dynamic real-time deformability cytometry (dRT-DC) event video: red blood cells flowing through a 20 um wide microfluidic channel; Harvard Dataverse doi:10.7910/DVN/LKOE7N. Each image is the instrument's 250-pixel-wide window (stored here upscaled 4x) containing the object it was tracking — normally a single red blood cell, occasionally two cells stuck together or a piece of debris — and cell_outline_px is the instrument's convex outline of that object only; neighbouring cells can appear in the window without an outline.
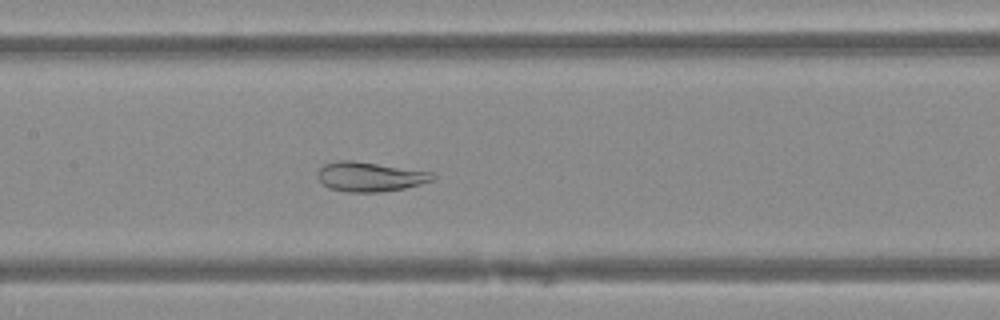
{"species": "Egyptian fruit bat (a non-hibernating species)", "species_latin": "Rousettus aegyptiacus", "temperature_condition": "warm", "stored_images_in_passage": 50, "camera_frame_rate_fps": 3000, "um_per_image_px": 0.085, "animal": {"sex": "female"}, "frame": {"image": 1, "passage_image": 24, "time_ms": 7.667, "image_size_px": [1000, 320], "cell_outline_px": [[436, 180], [404, 188], [380, 192], [348, 192], [328, 188], [316, 176], [320, 168], [324, 164], [336, 160], [352, 160], [432, 172], [436, 176]], "centroid_in_image_um": [31.44, 15.02], "position_along_channel_um": 176.0, "area_um2": 19.83}}
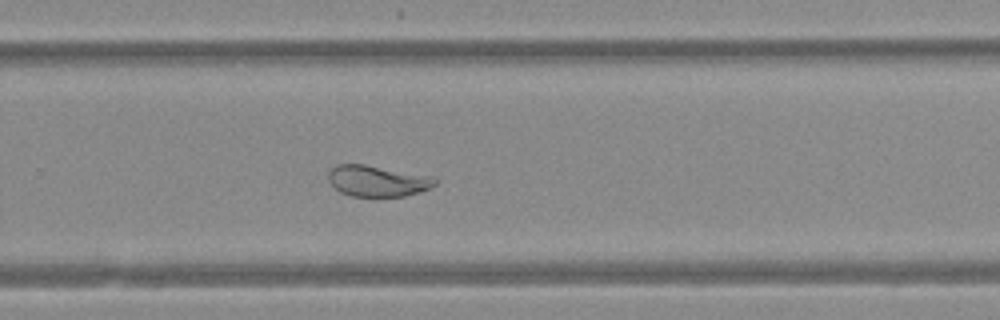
{"frame": {"image": 2, "passage_image": 33, "time_ms": 10.667, "image_size_px": [1000, 320], "cell_outline_px": [[436, 184], [420, 192], [404, 196], [352, 196], [340, 192], [328, 180], [328, 172], [336, 164], [364, 164], [432, 176], [436, 180]], "centroid_in_image_um": [32.06, 15.37], "position_along_channel_um": 297.7, "area_um2": 19.19}}
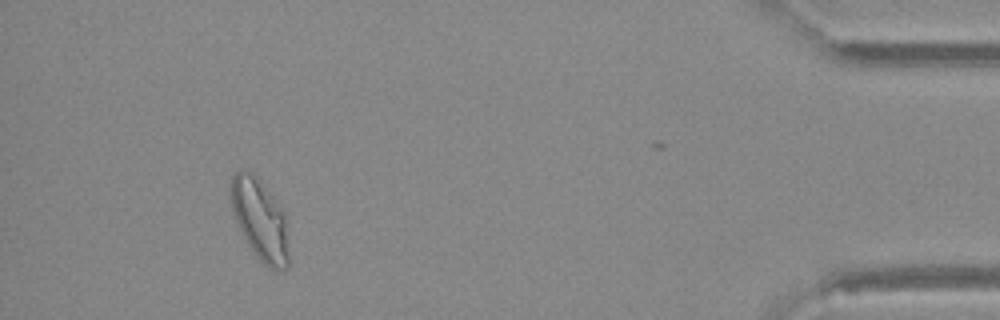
{"frame": {"image": 3, "passage_image": 46, "time_ms": 15.0, "image_size_px": [1000, 320], "cell_outline_px": [[292, 260], [288, 268], [268, 268], [256, 256], [248, 244], [236, 220], [232, 208], [232, 176], [240, 168], [244, 168], [252, 172], [256, 176], [272, 196], [284, 212]], "centroid_in_image_um": [22.16, 18.71], "position_along_channel_um": 413.0, "area_um2": 27.34}}